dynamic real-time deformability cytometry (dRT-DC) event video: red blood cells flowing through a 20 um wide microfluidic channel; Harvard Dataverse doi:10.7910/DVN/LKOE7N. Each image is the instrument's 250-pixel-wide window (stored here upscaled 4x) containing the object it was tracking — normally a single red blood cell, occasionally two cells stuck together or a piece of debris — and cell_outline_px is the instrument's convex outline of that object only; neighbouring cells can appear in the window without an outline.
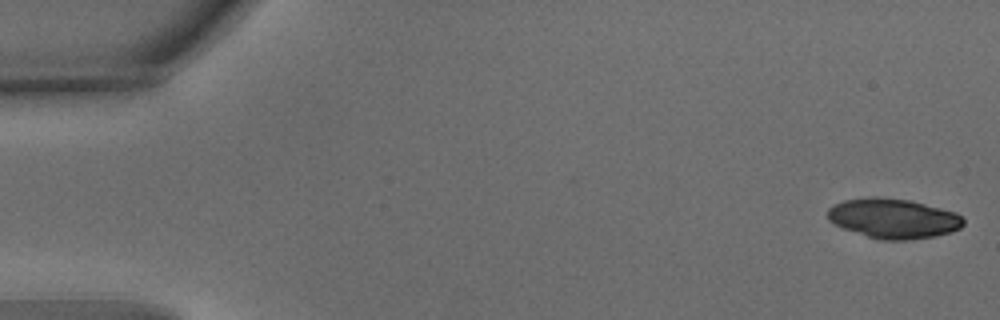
{"species": "common noctule bat (a hibernating species)", "species_latin": "Nyctalus noctula", "temperature_condition": "warm", "stored_images_in_passage": 53, "camera_frame_rate_fps": 3000, "um_per_image_px": 0.085, "animal": {"sex": "male", "body_mass_g": 15.6}, "frame": {"image": 1, "passage_image": 1, "time_ms": 0.0, "image_size_px": [1000, 320], "cell_outline_px": [[964, 224], [960, 228], [952, 232], [936, 236], [908, 240], [884, 240], [868, 236], [844, 228], [828, 220], [828, 208], [832, 204], [844, 200], [868, 196], [876, 196], [908, 200], [956, 212], [964, 220]], "centroid_in_image_um": [75.93, 18.56], "position_along_channel_um": 9.1, "area_um2": 31.44}}